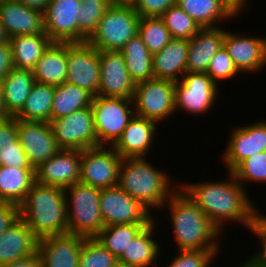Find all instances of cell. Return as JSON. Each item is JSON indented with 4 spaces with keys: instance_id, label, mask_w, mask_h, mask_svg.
I'll use <instances>...</instances> for the list:
<instances>
[{
    "instance_id": "obj_1",
    "label": "cell",
    "mask_w": 266,
    "mask_h": 267,
    "mask_svg": "<svg viewBox=\"0 0 266 267\" xmlns=\"http://www.w3.org/2000/svg\"><path fill=\"white\" fill-rule=\"evenodd\" d=\"M229 180L206 181L179 185L189 197L223 232V223L239 222L245 227L252 224L259 213L250 201L245 185H241L232 171Z\"/></svg>"
},
{
    "instance_id": "obj_2",
    "label": "cell",
    "mask_w": 266,
    "mask_h": 267,
    "mask_svg": "<svg viewBox=\"0 0 266 267\" xmlns=\"http://www.w3.org/2000/svg\"><path fill=\"white\" fill-rule=\"evenodd\" d=\"M173 222L177 250H219L220 230L210 218L178 189L165 203Z\"/></svg>"
},
{
    "instance_id": "obj_3",
    "label": "cell",
    "mask_w": 266,
    "mask_h": 267,
    "mask_svg": "<svg viewBox=\"0 0 266 267\" xmlns=\"http://www.w3.org/2000/svg\"><path fill=\"white\" fill-rule=\"evenodd\" d=\"M20 217L39 239L68 234L64 189L35 181L20 205Z\"/></svg>"
},
{
    "instance_id": "obj_4",
    "label": "cell",
    "mask_w": 266,
    "mask_h": 267,
    "mask_svg": "<svg viewBox=\"0 0 266 267\" xmlns=\"http://www.w3.org/2000/svg\"><path fill=\"white\" fill-rule=\"evenodd\" d=\"M164 173L154 168L146 157L123 158L119 169L118 186L150 212L154 207L160 211L179 189L178 186L170 188L172 186L170 176Z\"/></svg>"
},
{
    "instance_id": "obj_5",
    "label": "cell",
    "mask_w": 266,
    "mask_h": 267,
    "mask_svg": "<svg viewBox=\"0 0 266 267\" xmlns=\"http://www.w3.org/2000/svg\"><path fill=\"white\" fill-rule=\"evenodd\" d=\"M140 16L128 0H115L87 42L98 51H120L138 34Z\"/></svg>"
},
{
    "instance_id": "obj_6",
    "label": "cell",
    "mask_w": 266,
    "mask_h": 267,
    "mask_svg": "<svg viewBox=\"0 0 266 267\" xmlns=\"http://www.w3.org/2000/svg\"><path fill=\"white\" fill-rule=\"evenodd\" d=\"M100 191L81 182L64 189L68 234L94 238L102 230Z\"/></svg>"
},
{
    "instance_id": "obj_7",
    "label": "cell",
    "mask_w": 266,
    "mask_h": 267,
    "mask_svg": "<svg viewBox=\"0 0 266 267\" xmlns=\"http://www.w3.org/2000/svg\"><path fill=\"white\" fill-rule=\"evenodd\" d=\"M99 145L112 146L135 115L132 99L93 97L91 105Z\"/></svg>"
},
{
    "instance_id": "obj_8",
    "label": "cell",
    "mask_w": 266,
    "mask_h": 267,
    "mask_svg": "<svg viewBox=\"0 0 266 267\" xmlns=\"http://www.w3.org/2000/svg\"><path fill=\"white\" fill-rule=\"evenodd\" d=\"M175 82L149 79L136 84L133 105L135 115L156 123L169 119L175 113Z\"/></svg>"
},
{
    "instance_id": "obj_9",
    "label": "cell",
    "mask_w": 266,
    "mask_h": 267,
    "mask_svg": "<svg viewBox=\"0 0 266 267\" xmlns=\"http://www.w3.org/2000/svg\"><path fill=\"white\" fill-rule=\"evenodd\" d=\"M218 85L207 73L185 72L175 82V111L205 114L213 107L218 96Z\"/></svg>"
},
{
    "instance_id": "obj_10",
    "label": "cell",
    "mask_w": 266,
    "mask_h": 267,
    "mask_svg": "<svg viewBox=\"0 0 266 267\" xmlns=\"http://www.w3.org/2000/svg\"><path fill=\"white\" fill-rule=\"evenodd\" d=\"M107 147L100 145L82 150L79 182L99 189L118 186L123 158L112 146Z\"/></svg>"
},
{
    "instance_id": "obj_11",
    "label": "cell",
    "mask_w": 266,
    "mask_h": 267,
    "mask_svg": "<svg viewBox=\"0 0 266 267\" xmlns=\"http://www.w3.org/2000/svg\"><path fill=\"white\" fill-rule=\"evenodd\" d=\"M50 125L56 142L61 148L85 150L100 146L91 106L59 119H52Z\"/></svg>"
},
{
    "instance_id": "obj_12",
    "label": "cell",
    "mask_w": 266,
    "mask_h": 267,
    "mask_svg": "<svg viewBox=\"0 0 266 267\" xmlns=\"http://www.w3.org/2000/svg\"><path fill=\"white\" fill-rule=\"evenodd\" d=\"M100 211L104 226L149 224L155 219L147 208L119 186L101 189Z\"/></svg>"
},
{
    "instance_id": "obj_13",
    "label": "cell",
    "mask_w": 266,
    "mask_h": 267,
    "mask_svg": "<svg viewBox=\"0 0 266 267\" xmlns=\"http://www.w3.org/2000/svg\"><path fill=\"white\" fill-rule=\"evenodd\" d=\"M99 75V51L88 42H67L66 81L96 97L99 87Z\"/></svg>"
},
{
    "instance_id": "obj_14",
    "label": "cell",
    "mask_w": 266,
    "mask_h": 267,
    "mask_svg": "<svg viewBox=\"0 0 266 267\" xmlns=\"http://www.w3.org/2000/svg\"><path fill=\"white\" fill-rule=\"evenodd\" d=\"M100 75L97 96L132 99L136 87L120 51H99Z\"/></svg>"
},
{
    "instance_id": "obj_15",
    "label": "cell",
    "mask_w": 266,
    "mask_h": 267,
    "mask_svg": "<svg viewBox=\"0 0 266 267\" xmlns=\"http://www.w3.org/2000/svg\"><path fill=\"white\" fill-rule=\"evenodd\" d=\"M17 135L34 169L62 149L50 123L17 119Z\"/></svg>"
},
{
    "instance_id": "obj_16",
    "label": "cell",
    "mask_w": 266,
    "mask_h": 267,
    "mask_svg": "<svg viewBox=\"0 0 266 267\" xmlns=\"http://www.w3.org/2000/svg\"><path fill=\"white\" fill-rule=\"evenodd\" d=\"M80 0H50L44 10L46 35L53 42H79Z\"/></svg>"
},
{
    "instance_id": "obj_17",
    "label": "cell",
    "mask_w": 266,
    "mask_h": 267,
    "mask_svg": "<svg viewBox=\"0 0 266 267\" xmlns=\"http://www.w3.org/2000/svg\"><path fill=\"white\" fill-rule=\"evenodd\" d=\"M82 150L62 148L35 168V181L65 189L81 178Z\"/></svg>"
},
{
    "instance_id": "obj_18",
    "label": "cell",
    "mask_w": 266,
    "mask_h": 267,
    "mask_svg": "<svg viewBox=\"0 0 266 267\" xmlns=\"http://www.w3.org/2000/svg\"><path fill=\"white\" fill-rule=\"evenodd\" d=\"M227 144L222 160L229 172L246 158L266 151V122L258 121L251 125L233 128Z\"/></svg>"
},
{
    "instance_id": "obj_19",
    "label": "cell",
    "mask_w": 266,
    "mask_h": 267,
    "mask_svg": "<svg viewBox=\"0 0 266 267\" xmlns=\"http://www.w3.org/2000/svg\"><path fill=\"white\" fill-rule=\"evenodd\" d=\"M223 46L240 73H255L266 66L265 37H247L242 34L240 36V34L225 30Z\"/></svg>"
},
{
    "instance_id": "obj_20",
    "label": "cell",
    "mask_w": 266,
    "mask_h": 267,
    "mask_svg": "<svg viewBox=\"0 0 266 267\" xmlns=\"http://www.w3.org/2000/svg\"><path fill=\"white\" fill-rule=\"evenodd\" d=\"M0 22L8 39L19 35H46L44 13L18 0H0Z\"/></svg>"
},
{
    "instance_id": "obj_21",
    "label": "cell",
    "mask_w": 266,
    "mask_h": 267,
    "mask_svg": "<svg viewBox=\"0 0 266 267\" xmlns=\"http://www.w3.org/2000/svg\"><path fill=\"white\" fill-rule=\"evenodd\" d=\"M86 237L72 234L46 236L39 239L38 253L43 267H78L82 244Z\"/></svg>"
},
{
    "instance_id": "obj_22",
    "label": "cell",
    "mask_w": 266,
    "mask_h": 267,
    "mask_svg": "<svg viewBox=\"0 0 266 267\" xmlns=\"http://www.w3.org/2000/svg\"><path fill=\"white\" fill-rule=\"evenodd\" d=\"M157 123L134 115L121 136L112 145L122 158L146 157L154 141Z\"/></svg>"
},
{
    "instance_id": "obj_23",
    "label": "cell",
    "mask_w": 266,
    "mask_h": 267,
    "mask_svg": "<svg viewBox=\"0 0 266 267\" xmlns=\"http://www.w3.org/2000/svg\"><path fill=\"white\" fill-rule=\"evenodd\" d=\"M225 29L216 27L201 28L189 40L186 72L206 73L213 56L223 46Z\"/></svg>"
},
{
    "instance_id": "obj_24",
    "label": "cell",
    "mask_w": 266,
    "mask_h": 267,
    "mask_svg": "<svg viewBox=\"0 0 266 267\" xmlns=\"http://www.w3.org/2000/svg\"><path fill=\"white\" fill-rule=\"evenodd\" d=\"M39 238L20 217L0 235V267L38 251Z\"/></svg>"
},
{
    "instance_id": "obj_25",
    "label": "cell",
    "mask_w": 266,
    "mask_h": 267,
    "mask_svg": "<svg viewBox=\"0 0 266 267\" xmlns=\"http://www.w3.org/2000/svg\"><path fill=\"white\" fill-rule=\"evenodd\" d=\"M188 39L172 38L159 52L152 56L154 78L179 81L186 72Z\"/></svg>"
},
{
    "instance_id": "obj_26",
    "label": "cell",
    "mask_w": 266,
    "mask_h": 267,
    "mask_svg": "<svg viewBox=\"0 0 266 267\" xmlns=\"http://www.w3.org/2000/svg\"><path fill=\"white\" fill-rule=\"evenodd\" d=\"M155 220L145 226L124 249L118 262L123 263L126 267H150L158 260L160 246L155 238L154 227ZM154 237V238H153Z\"/></svg>"
},
{
    "instance_id": "obj_27",
    "label": "cell",
    "mask_w": 266,
    "mask_h": 267,
    "mask_svg": "<svg viewBox=\"0 0 266 267\" xmlns=\"http://www.w3.org/2000/svg\"><path fill=\"white\" fill-rule=\"evenodd\" d=\"M35 82L53 86L67 80V42H52L32 69Z\"/></svg>"
},
{
    "instance_id": "obj_28",
    "label": "cell",
    "mask_w": 266,
    "mask_h": 267,
    "mask_svg": "<svg viewBox=\"0 0 266 267\" xmlns=\"http://www.w3.org/2000/svg\"><path fill=\"white\" fill-rule=\"evenodd\" d=\"M201 28L215 27L220 20H229L239 13L226 0H176Z\"/></svg>"
},
{
    "instance_id": "obj_29",
    "label": "cell",
    "mask_w": 266,
    "mask_h": 267,
    "mask_svg": "<svg viewBox=\"0 0 266 267\" xmlns=\"http://www.w3.org/2000/svg\"><path fill=\"white\" fill-rule=\"evenodd\" d=\"M8 42L13 67L32 70L53 41L47 35H19Z\"/></svg>"
},
{
    "instance_id": "obj_30",
    "label": "cell",
    "mask_w": 266,
    "mask_h": 267,
    "mask_svg": "<svg viewBox=\"0 0 266 267\" xmlns=\"http://www.w3.org/2000/svg\"><path fill=\"white\" fill-rule=\"evenodd\" d=\"M35 182V169L0 166V202L21 205Z\"/></svg>"
},
{
    "instance_id": "obj_31",
    "label": "cell",
    "mask_w": 266,
    "mask_h": 267,
    "mask_svg": "<svg viewBox=\"0 0 266 267\" xmlns=\"http://www.w3.org/2000/svg\"><path fill=\"white\" fill-rule=\"evenodd\" d=\"M34 82L32 70L14 67L1 80L6 111L10 116L22 109Z\"/></svg>"
},
{
    "instance_id": "obj_32",
    "label": "cell",
    "mask_w": 266,
    "mask_h": 267,
    "mask_svg": "<svg viewBox=\"0 0 266 267\" xmlns=\"http://www.w3.org/2000/svg\"><path fill=\"white\" fill-rule=\"evenodd\" d=\"M0 166L34 169L18 140L17 119L14 116L0 120Z\"/></svg>"
},
{
    "instance_id": "obj_33",
    "label": "cell",
    "mask_w": 266,
    "mask_h": 267,
    "mask_svg": "<svg viewBox=\"0 0 266 267\" xmlns=\"http://www.w3.org/2000/svg\"><path fill=\"white\" fill-rule=\"evenodd\" d=\"M55 86L34 82L22 109L14 116L24 121H51V107Z\"/></svg>"
},
{
    "instance_id": "obj_34",
    "label": "cell",
    "mask_w": 266,
    "mask_h": 267,
    "mask_svg": "<svg viewBox=\"0 0 266 267\" xmlns=\"http://www.w3.org/2000/svg\"><path fill=\"white\" fill-rule=\"evenodd\" d=\"M126 68L135 84L153 79L152 54L137 34L121 48Z\"/></svg>"
},
{
    "instance_id": "obj_35",
    "label": "cell",
    "mask_w": 266,
    "mask_h": 267,
    "mask_svg": "<svg viewBox=\"0 0 266 267\" xmlns=\"http://www.w3.org/2000/svg\"><path fill=\"white\" fill-rule=\"evenodd\" d=\"M93 96L86 90L69 82L55 86L51 107V120L59 119L74 111L92 105Z\"/></svg>"
},
{
    "instance_id": "obj_36",
    "label": "cell",
    "mask_w": 266,
    "mask_h": 267,
    "mask_svg": "<svg viewBox=\"0 0 266 267\" xmlns=\"http://www.w3.org/2000/svg\"><path fill=\"white\" fill-rule=\"evenodd\" d=\"M148 224H116L104 226L94 237L117 259L132 239Z\"/></svg>"
},
{
    "instance_id": "obj_37",
    "label": "cell",
    "mask_w": 266,
    "mask_h": 267,
    "mask_svg": "<svg viewBox=\"0 0 266 267\" xmlns=\"http://www.w3.org/2000/svg\"><path fill=\"white\" fill-rule=\"evenodd\" d=\"M138 35L152 55L159 52L172 39L160 17H140Z\"/></svg>"
},
{
    "instance_id": "obj_38",
    "label": "cell",
    "mask_w": 266,
    "mask_h": 267,
    "mask_svg": "<svg viewBox=\"0 0 266 267\" xmlns=\"http://www.w3.org/2000/svg\"><path fill=\"white\" fill-rule=\"evenodd\" d=\"M115 0H80L81 10L78 15L79 42H87L95 32L105 11Z\"/></svg>"
},
{
    "instance_id": "obj_39",
    "label": "cell",
    "mask_w": 266,
    "mask_h": 267,
    "mask_svg": "<svg viewBox=\"0 0 266 267\" xmlns=\"http://www.w3.org/2000/svg\"><path fill=\"white\" fill-rule=\"evenodd\" d=\"M160 18L168 28L172 38L190 40L201 29L200 25L176 4L169 7Z\"/></svg>"
},
{
    "instance_id": "obj_40",
    "label": "cell",
    "mask_w": 266,
    "mask_h": 267,
    "mask_svg": "<svg viewBox=\"0 0 266 267\" xmlns=\"http://www.w3.org/2000/svg\"><path fill=\"white\" fill-rule=\"evenodd\" d=\"M118 259L95 238H86L82 244L78 267H112Z\"/></svg>"
},
{
    "instance_id": "obj_41",
    "label": "cell",
    "mask_w": 266,
    "mask_h": 267,
    "mask_svg": "<svg viewBox=\"0 0 266 267\" xmlns=\"http://www.w3.org/2000/svg\"><path fill=\"white\" fill-rule=\"evenodd\" d=\"M232 172L241 185L243 181L266 183V151L246 158Z\"/></svg>"
},
{
    "instance_id": "obj_42",
    "label": "cell",
    "mask_w": 266,
    "mask_h": 267,
    "mask_svg": "<svg viewBox=\"0 0 266 267\" xmlns=\"http://www.w3.org/2000/svg\"><path fill=\"white\" fill-rule=\"evenodd\" d=\"M206 73L219 85V81L234 78L240 72L235 67L227 50L222 46L211 59Z\"/></svg>"
},
{
    "instance_id": "obj_43",
    "label": "cell",
    "mask_w": 266,
    "mask_h": 267,
    "mask_svg": "<svg viewBox=\"0 0 266 267\" xmlns=\"http://www.w3.org/2000/svg\"><path fill=\"white\" fill-rule=\"evenodd\" d=\"M219 250H178L168 267H209Z\"/></svg>"
},
{
    "instance_id": "obj_44",
    "label": "cell",
    "mask_w": 266,
    "mask_h": 267,
    "mask_svg": "<svg viewBox=\"0 0 266 267\" xmlns=\"http://www.w3.org/2000/svg\"><path fill=\"white\" fill-rule=\"evenodd\" d=\"M249 230L256 234L258 239L260 238L262 243L260 251L251 255L248 261L254 267H266V216H262L259 213L254 217L252 224L248 227ZM256 254V255H255Z\"/></svg>"
},
{
    "instance_id": "obj_45",
    "label": "cell",
    "mask_w": 266,
    "mask_h": 267,
    "mask_svg": "<svg viewBox=\"0 0 266 267\" xmlns=\"http://www.w3.org/2000/svg\"><path fill=\"white\" fill-rule=\"evenodd\" d=\"M140 17H161L176 0H128Z\"/></svg>"
},
{
    "instance_id": "obj_46",
    "label": "cell",
    "mask_w": 266,
    "mask_h": 267,
    "mask_svg": "<svg viewBox=\"0 0 266 267\" xmlns=\"http://www.w3.org/2000/svg\"><path fill=\"white\" fill-rule=\"evenodd\" d=\"M20 218V206L13 203H0V235Z\"/></svg>"
},
{
    "instance_id": "obj_47",
    "label": "cell",
    "mask_w": 266,
    "mask_h": 267,
    "mask_svg": "<svg viewBox=\"0 0 266 267\" xmlns=\"http://www.w3.org/2000/svg\"><path fill=\"white\" fill-rule=\"evenodd\" d=\"M13 68L9 42L0 43V81Z\"/></svg>"
},
{
    "instance_id": "obj_48",
    "label": "cell",
    "mask_w": 266,
    "mask_h": 267,
    "mask_svg": "<svg viewBox=\"0 0 266 267\" xmlns=\"http://www.w3.org/2000/svg\"><path fill=\"white\" fill-rule=\"evenodd\" d=\"M1 267H43L38 251Z\"/></svg>"
},
{
    "instance_id": "obj_49",
    "label": "cell",
    "mask_w": 266,
    "mask_h": 267,
    "mask_svg": "<svg viewBox=\"0 0 266 267\" xmlns=\"http://www.w3.org/2000/svg\"><path fill=\"white\" fill-rule=\"evenodd\" d=\"M23 5L44 12L50 0H18Z\"/></svg>"
},
{
    "instance_id": "obj_50",
    "label": "cell",
    "mask_w": 266,
    "mask_h": 267,
    "mask_svg": "<svg viewBox=\"0 0 266 267\" xmlns=\"http://www.w3.org/2000/svg\"><path fill=\"white\" fill-rule=\"evenodd\" d=\"M10 115L6 111V106L4 102V94H3V87L0 81V120L9 118Z\"/></svg>"
},
{
    "instance_id": "obj_51",
    "label": "cell",
    "mask_w": 266,
    "mask_h": 267,
    "mask_svg": "<svg viewBox=\"0 0 266 267\" xmlns=\"http://www.w3.org/2000/svg\"><path fill=\"white\" fill-rule=\"evenodd\" d=\"M8 41V37L4 32L3 26L0 22V43Z\"/></svg>"
},
{
    "instance_id": "obj_52",
    "label": "cell",
    "mask_w": 266,
    "mask_h": 267,
    "mask_svg": "<svg viewBox=\"0 0 266 267\" xmlns=\"http://www.w3.org/2000/svg\"><path fill=\"white\" fill-rule=\"evenodd\" d=\"M242 10H244L243 8H247V0H233Z\"/></svg>"
},
{
    "instance_id": "obj_53",
    "label": "cell",
    "mask_w": 266,
    "mask_h": 267,
    "mask_svg": "<svg viewBox=\"0 0 266 267\" xmlns=\"http://www.w3.org/2000/svg\"><path fill=\"white\" fill-rule=\"evenodd\" d=\"M238 13L241 12V8L233 1V0H226Z\"/></svg>"
},
{
    "instance_id": "obj_54",
    "label": "cell",
    "mask_w": 266,
    "mask_h": 267,
    "mask_svg": "<svg viewBox=\"0 0 266 267\" xmlns=\"http://www.w3.org/2000/svg\"><path fill=\"white\" fill-rule=\"evenodd\" d=\"M236 267V266H235ZM238 267H254L248 260H244V263L240 264Z\"/></svg>"
},
{
    "instance_id": "obj_55",
    "label": "cell",
    "mask_w": 266,
    "mask_h": 267,
    "mask_svg": "<svg viewBox=\"0 0 266 267\" xmlns=\"http://www.w3.org/2000/svg\"><path fill=\"white\" fill-rule=\"evenodd\" d=\"M112 267H126V266L123 263L118 262Z\"/></svg>"
}]
</instances>
